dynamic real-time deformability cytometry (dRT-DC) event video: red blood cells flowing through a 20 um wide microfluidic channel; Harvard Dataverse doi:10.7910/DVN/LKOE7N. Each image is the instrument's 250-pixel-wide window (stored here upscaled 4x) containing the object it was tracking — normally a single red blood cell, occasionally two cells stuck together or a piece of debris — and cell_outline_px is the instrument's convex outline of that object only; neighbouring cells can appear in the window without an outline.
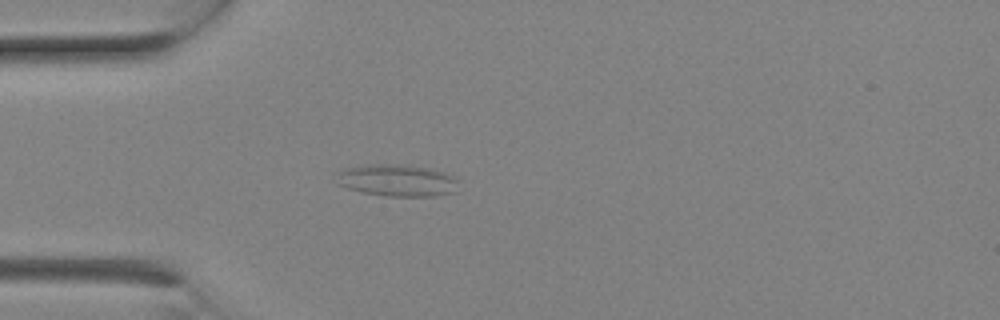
{"species": "Egyptian fruit bat (a non-hibernating species)", "species_latin": "Rousettus aegyptiacus", "temperature_condition": "room temperature", "stored_images_in_passage": 2, "camera_frame_rate_fps": 3000, "um_per_image_px": 0.085, "animal": {"sex": "female"}, "frame": {"image": 1, "passage_image": 2, "time_ms": 0.333, "image_size_px": [1000, 320], "cell_outline_px": [[456, 192], [432, 196], [384, 196], [364, 192], [348, 188], [336, 184], [336, 172], [344, 168], [372, 164], [392, 164], [432, 168], [444, 172], [452, 176], [456, 180]], "centroid_in_image_um": [33.71, 15.33], "position_along_channel_um": 51.3, "area_um2": 22.72}}